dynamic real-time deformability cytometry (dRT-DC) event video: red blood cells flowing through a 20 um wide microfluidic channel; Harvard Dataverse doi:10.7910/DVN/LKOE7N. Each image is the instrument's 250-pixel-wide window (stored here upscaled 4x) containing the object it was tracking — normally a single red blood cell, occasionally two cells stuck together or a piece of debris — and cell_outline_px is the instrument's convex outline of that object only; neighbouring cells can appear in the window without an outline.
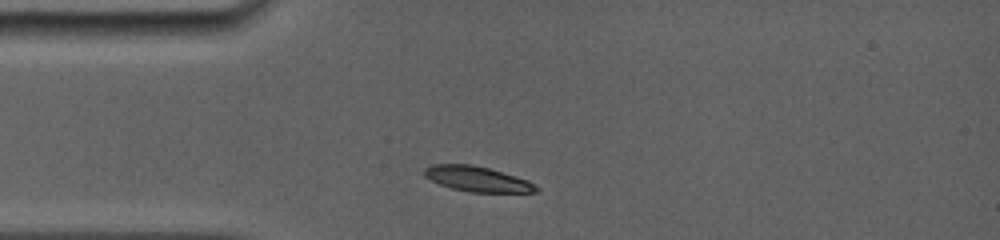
{"species": "common noctule bat (a hibernating species)", "species_latin": "Nyctalus noctula", "temperature_condition": "room temperature", "stored_images_in_passage": 2, "camera_frame_rate_fps": 5000, "um_per_image_px": 0.085, "animal": {"sex": "female", "body_mass_g": 19.0, "forearm_length_mm": 56.7}, "frame": {"image": 1, "passage_image": 1, "time_ms": 0.0, "image_size_px": [1000, 240], "cell_outline_px": [[540, 188], [536, 192], [468, 192], [452, 188], [440, 184], [424, 176], [424, 168], [432, 164], [472, 164], [488, 168], [516, 176], [528, 180]], "centroid_in_image_um": [40.57, 15.21], "position_along_channel_um": 44.4, "area_um2": 16.36}}
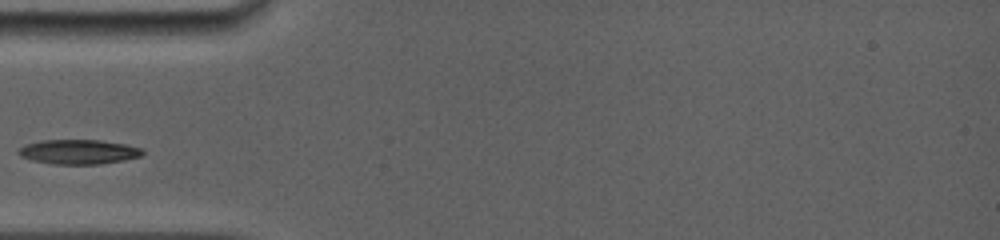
{"frame": {"image": 2, "passage_image": 2, "time_ms": 1.2, "image_size_px": [1000, 240], "cell_outline_px": [[144, 152], [140, 156], [124, 160], [100, 164], [52, 164], [32, 160], [20, 156], [16, 152], [24, 144], [40, 140], [100, 140], [124, 144], [140, 148]], "centroid_in_image_um": [6.63, 12.9], "position_along_channel_um": 78.4, "area_um2": 17.74}}